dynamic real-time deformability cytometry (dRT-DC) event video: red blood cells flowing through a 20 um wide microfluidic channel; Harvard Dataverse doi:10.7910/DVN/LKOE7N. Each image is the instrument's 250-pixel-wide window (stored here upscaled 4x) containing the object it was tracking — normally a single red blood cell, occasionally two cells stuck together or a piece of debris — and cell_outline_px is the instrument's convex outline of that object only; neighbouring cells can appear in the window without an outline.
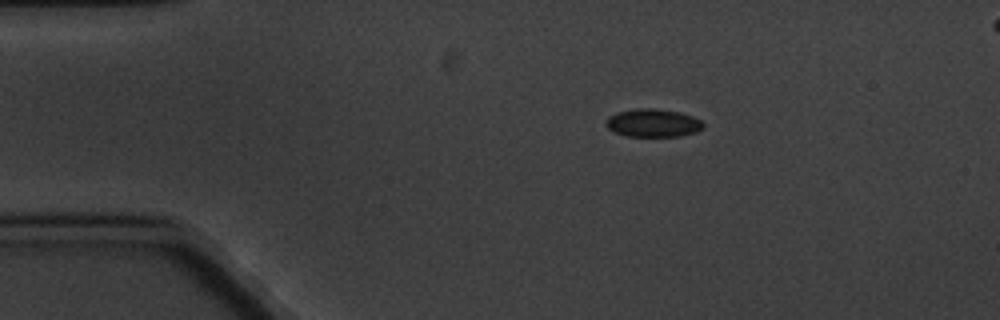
{"species": "common noctule bat (a hibernating species)", "species_latin": "Nyctalus noctula", "temperature_condition": "cold", "stored_images_in_passage": 5, "camera_frame_rate_fps": 3000, "um_per_image_px": 0.085, "animal": {"sex": "male", "body_mass_g": 20.1, "forearm_length_mm": 53.5}, "frame": {"image": 1, "passage_image": 1, "time_ms": 0.0, "image_size_px": [1000, 320], "cell_outline_px": [[704, 128], [696, 132], [680, 136], [628, 136], [616, 132], [608, 128], [604, 124], [604, 120], [608, 116], [616, 112], [636, 108], [652, 108], [680, 112], [692, 116], [700, 120], [704, 124]], "centroid_in_image_um": [55.48, 10.44], "position_along_channel_um": 29.5, "area_um2": 16.01}}